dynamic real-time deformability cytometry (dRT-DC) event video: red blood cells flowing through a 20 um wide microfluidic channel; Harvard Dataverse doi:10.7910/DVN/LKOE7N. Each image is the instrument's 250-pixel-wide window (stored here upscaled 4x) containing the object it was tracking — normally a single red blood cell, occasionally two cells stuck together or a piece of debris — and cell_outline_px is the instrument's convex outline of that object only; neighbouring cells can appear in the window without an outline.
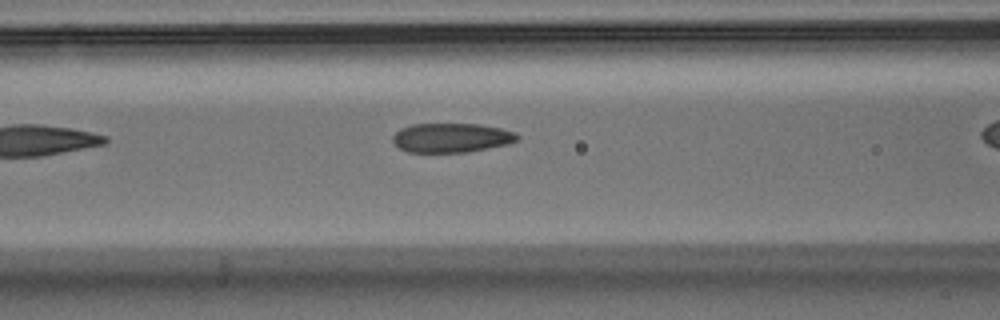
{"species": "Egyptian fruit bat (a non-hibernating species)", "species_latin": "Rousettus aegyptiacus", "temperature_condition": "warm", "stored_images_in_passage": 16, "camera_frame_rate_fps": 3000, "um_per_image_px": 0.085, "animal": {"sex": "male"}, "frame": {"image": 1, "passage_image": 5, "time_ms": 1.333, "image_size_px": [1000, 320], "cell_outline_px": [[520, 136], [516, 140], [508, 144], [468, 152], [408, 152], [400, 148], [392, 140], [392, 136], [400, 128], [412, 124], [480, 124], [500, 128], [516, 132]], "centroid_in_image_um": [38.37, 11.7], "position_along_channel_um": 128.2, "area_um2": 21.27}}